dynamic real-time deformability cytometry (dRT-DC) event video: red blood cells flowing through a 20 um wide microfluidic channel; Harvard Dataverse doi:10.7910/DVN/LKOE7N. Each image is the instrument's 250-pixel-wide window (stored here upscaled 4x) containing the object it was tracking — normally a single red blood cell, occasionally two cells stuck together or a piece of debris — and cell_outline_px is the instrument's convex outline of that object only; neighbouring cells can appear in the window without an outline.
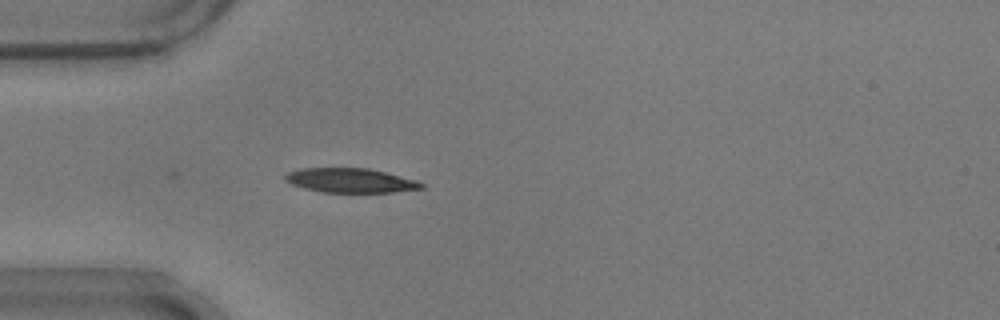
{"species": "common noctule bat (a hibernating species)", "species_latin": "Nyctalus noctula", "temperature_condition": "warm", "stored_images_in_passage": 27, "camera_frame_rate_fps": 3000, "um_per_image_px": 0.085, "animal": {"sex": "male", "body_mass_g": 17.9}, "frame": {"image": 1, "passage_image": 1, "time_ms": 0.0, "image_size_px": [1000, 320], "cell_outline_px": [[424, 188], [392, 192], [324, 192], [304, 188], [292, 184], [284, 180], [284, 176], [288, 172], [300, 168], [368, 168], [416, 180], [424, 184]], "centroid_in_image_um": [29.76, 15.33], "position_along_channel_um": 55.2, "area_um2": 19.19}}
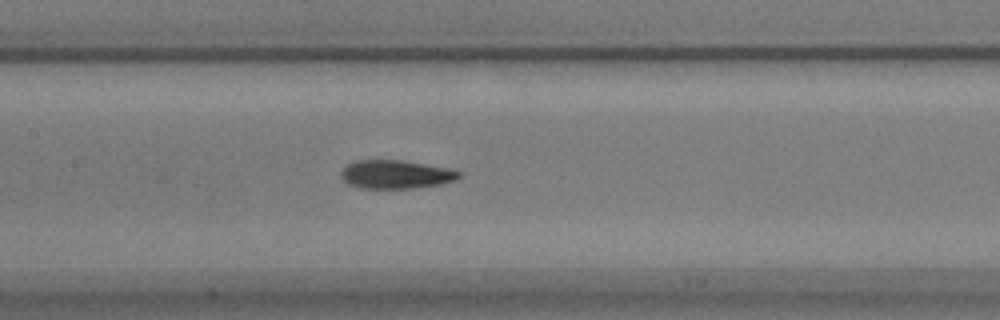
{"frame": {"image": 2, "passage_image": 11, "time_ms": 3.333, "image_size_px": [1000, 320], "cell_outline_px": [[460, 176], [456, 180], [440, 184], [412, 188], [360, 188], [348, 184], [340, 176], [340, 172], [348, 164], [356, 160], [400, 160], [448, 168], [460, 172]], "centroid_in_image_um": [33.61, 14.82], "position_along_channel_um": 173.8, "area_um2": 19.42}}
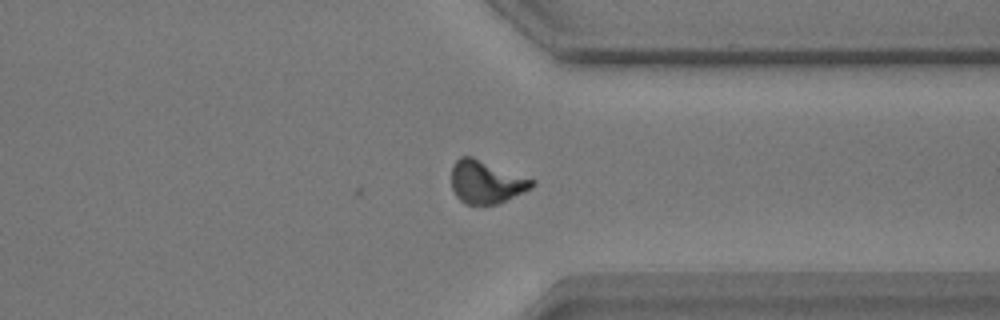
{"frame": {"image": 3, "passage_image": 27, "time_ms": 8.667, "image_size_px": [1000, 320], "cell_outline_px": [[536, 184], [532, 188], [524, 192], [496, 204], [464, 204], [456, 196], [452, 188], [452, 164], [460, 156], [472, 156], [536, 180]], "centroid_in_image_um": [41.33, 15.45], "position_along_channel_um": 370.1, "area_um2": 20.23}, "authors_computed_cell_mechanics": {"area_um2": 19.8832, "velocity_mm_per_s": 3.7137, "shape_relaxation_time_tau1_ms": 3.6408, "shape_relaxation_time_tau2_ms": 2.8587, "deformation_change_tau1": 0.167, "deformation_change_tau2": 0.0875}}